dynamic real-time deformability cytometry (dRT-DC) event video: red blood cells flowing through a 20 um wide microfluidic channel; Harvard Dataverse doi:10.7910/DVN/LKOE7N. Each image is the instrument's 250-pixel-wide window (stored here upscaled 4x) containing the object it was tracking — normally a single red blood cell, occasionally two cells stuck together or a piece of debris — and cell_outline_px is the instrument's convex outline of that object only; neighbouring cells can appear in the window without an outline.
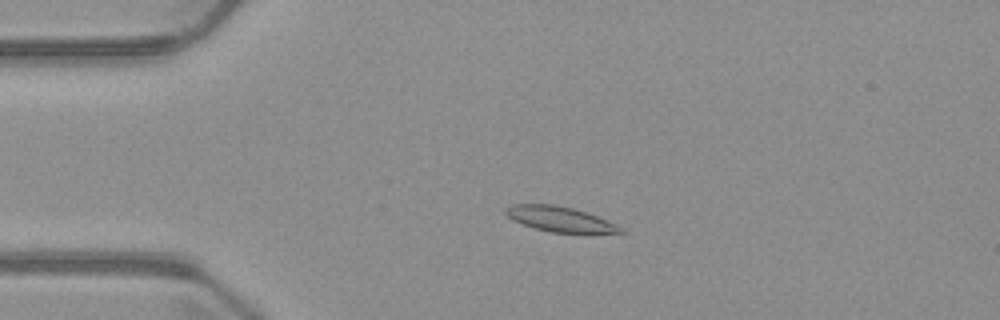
{"species": "common noctule bat (a hibernating species)", "species_latin": "Nyctalus noctula", "temperature_condition": "warm", "stored_images_in_passage": 5, "camera_frame_rate_fps": 3000, "um_per_image_px": 0.085, "animal": {"sex": "male", "body_mass_g": 23.1, "forearm_length_mm": 52.7}, "frame": {"image": 1, "passage_image": 3, "time_ms": 2.333, "image_size_px": [1000, 320], "cell_outline_px": [[628, 232], [592, 236], [584, 236], [552, 232], [536, 228], [512, 220], [504, 212], [504, 208], [512, 204], [552, 204], [572, 208], [596, 216], [616, 224]], "centroid_in_image_um": [47.71, 18.69], "position_along_channel_um": 37.3, "area_um2": 17.57}}
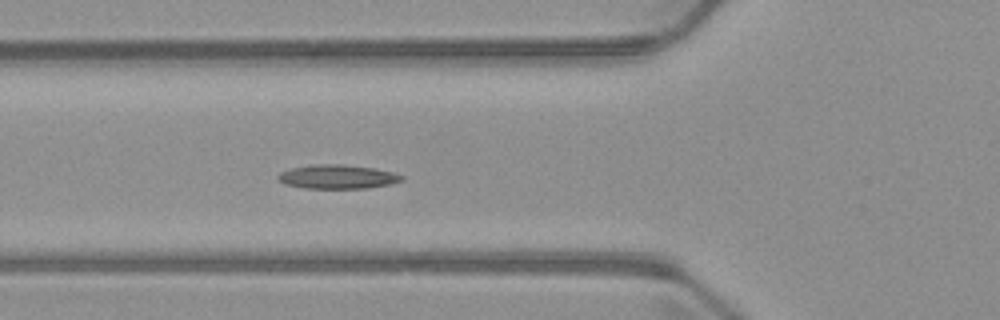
{"frame": {"image": 2, "passage_image": 5, "time_ms": 4.667, "image_size_px": [1000, 320], "cell_outline_px": [[404, 180], [388, 184], [368, 188], [304, 188], [284, 184], [276, 180], [276, 176], [280, 172], [292, 168], [312, 164], [340, 164], [376, 168], [392, 172], [404, 176]], "centroid_in_image_um": [28.65, 15.02], "position_along_channel_um": 97.2, "area_um2": 17.4}}